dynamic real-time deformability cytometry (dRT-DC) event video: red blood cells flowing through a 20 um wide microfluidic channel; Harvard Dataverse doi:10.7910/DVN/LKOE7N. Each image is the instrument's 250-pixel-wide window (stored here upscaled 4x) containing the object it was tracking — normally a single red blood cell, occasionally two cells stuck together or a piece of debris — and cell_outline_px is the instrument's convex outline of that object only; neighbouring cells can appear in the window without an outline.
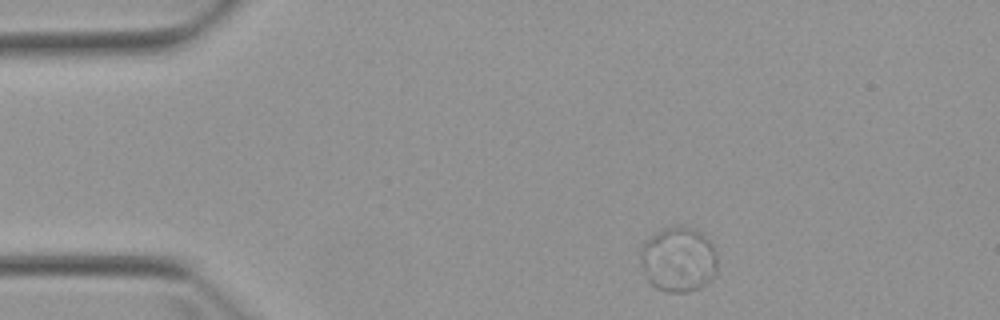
{"species": "Egyptian fruit bat (a non-hibernating species)", "species_latin": "Rousettus aegyptiacus", "temperature_condition": "warm", "stored_images_in_passage": 4, "camera_frame_rate_fps": 3000, "um_per_image_px": 0.085, "animal": {"sex": "female"}, "frame": {"image": 1, "passage_image": 1, "time_ms": 0.0, "image_size_px": [1000, 320], "cell_outline_px": [[716, 272], [712, 280], [700, 288], [688, 292], [664, 292], [656, 288], [648, 280], [640, 264], [640, 248], [656, 232], [664, 228], [680, 224], [700, 232], [712, 244], [716, 252]], "centroid_in_image_um": [57.66, 22.07], "position_along_channel_um": 27.3, "area_um2": 29.36}}
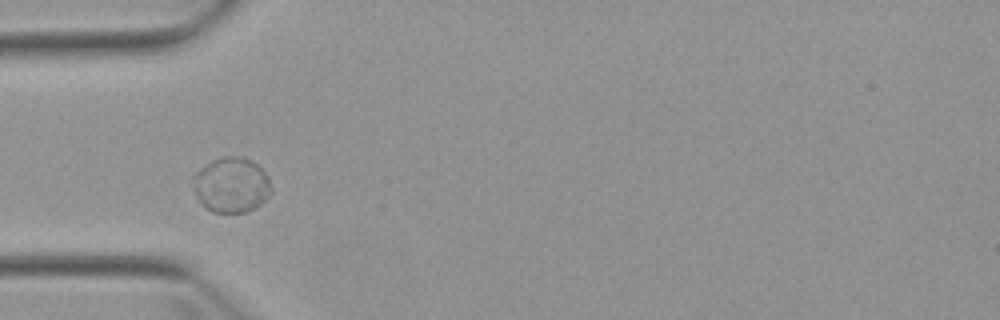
{"frame": {"image": 2, "passage_image": 3, "time_ms": 2.667, "image_size_px": [1000, 320], "cell_outline_px": [[272, 192], [256, 208], [244, 212], [212, 212], [204, 208], [196, 196], [192, 188], [192, 176], [200, 168], [212, 160], [224, 156], [236, 156], [248, 160], [256, 164], [268, 176], [272, 188]], "centroid_in_image_um": [19.63, 15.74], "position_along_channel_um": 65.4, "area_um2": 25.26}}
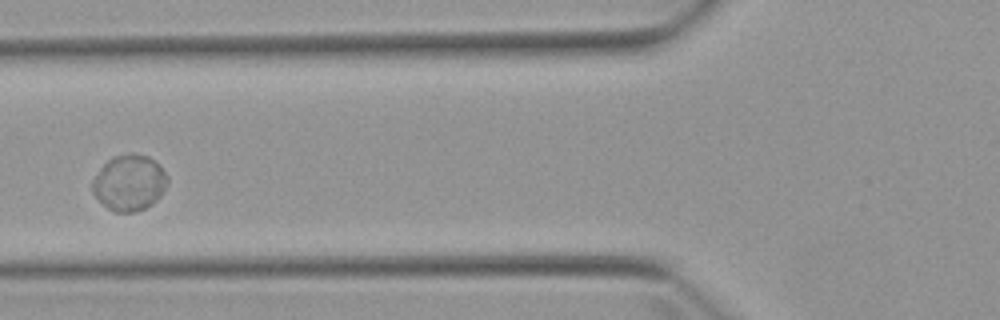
{"frame": {"image": 3, "passage_image": 4, "time_ms": 4.0, "image_size_px": [1000, 320], "cell_outline_px": [[168, 184], [160, 196], [152, 204], [136, 212], [112, 212], [92, 192], [92, 180], [100, 168], [112, 156], [128, 152], [132, 152], [148, 156], [168, 176]], "centroid_in_image_um": [10.98, 15.52], "position_along_channel_um": 114.8, "area_um2": 24.45}}